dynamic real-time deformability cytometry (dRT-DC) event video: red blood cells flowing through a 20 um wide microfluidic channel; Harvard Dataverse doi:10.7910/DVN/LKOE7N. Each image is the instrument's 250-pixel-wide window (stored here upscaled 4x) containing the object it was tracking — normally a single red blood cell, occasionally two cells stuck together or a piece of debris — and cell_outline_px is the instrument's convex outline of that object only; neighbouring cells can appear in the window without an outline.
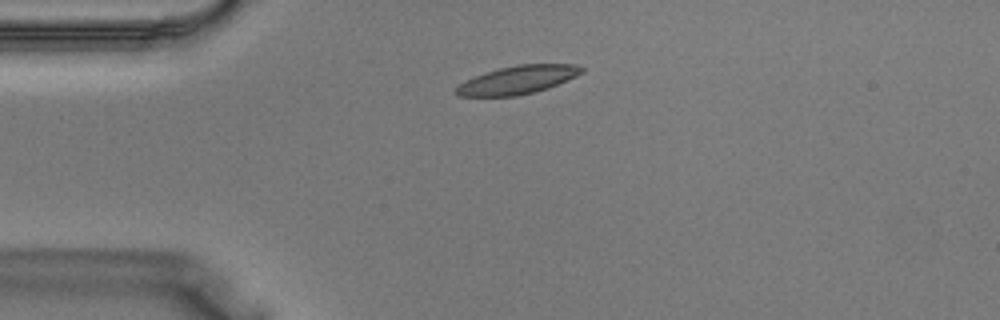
{"species": "Egyptian fruit bat (a non-hibernating species)", "species_latin": "Rousettus aegyptiacus", "temperature_condition": "warm", "stored_images_in_passage": 32, "camera_frame_rate_fps": 3000, "um_per_image_px": 0.085, "animal": {"sex": "male"}, "frame": {"image": 1, "passage_image": 2, "time_ms": 0.333, "image_size_px": [1000, 320], "cell_outline_px": [[584, 72], [576, 76], [548, 88], [516, 96], [456, 96], [456, 88], [460, 84], [484, 72], [516, 64], [576, 64], [584, 68]], "centroid_in_image_um": [44.03, 6.78], "position_along_channel_um": 41.0, "area_um2": 20.46}}
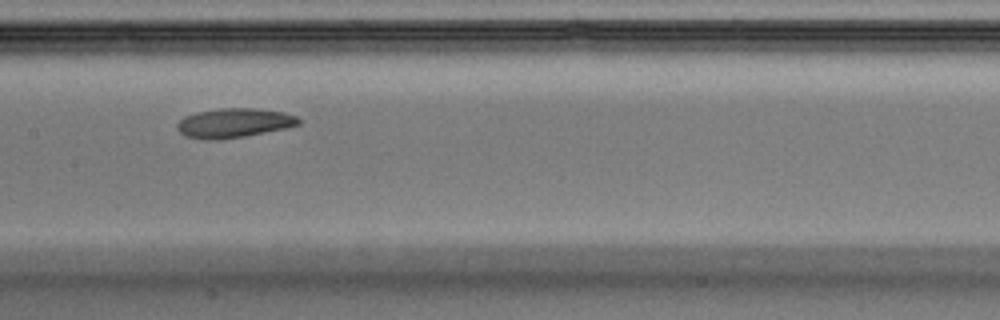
{"frame": {"image": 2, "passage_image": 12, "time_ms": 3.667, "image_size_px": [1000, 320], "cell_outline_px": [[300, 124], [288, 128], [244, 136], [216, 140], [208, 140], [184, 136], [176, 128], [176, 124], [184, 116], [196, 112], [220, 108], [256, 108], [284, 112], [296, 116], [300, 120]], "centroid_in_image_um": [19.88, 10.45], "position_along_channel_um": 187.5, "area_um2": 20.92}}
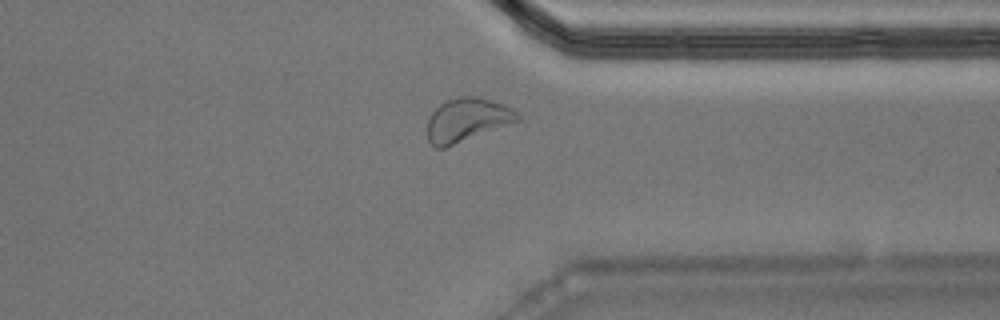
{"frame": {"image": 3, "passage_image": 23, "time_ms": 7.333, "image_size_px": [1000, 320], "cell_outline_px": [[520, 120], [444, 148], [436, 148], [428, 140], [428, 120], [432, 112], [444, 100], [460, 96], [480, 96], [512, 108], [520, 116]], "centroid_in_image_um": [39.68, 10.17], "position_along_channel_um": 371.7, "area_um2": 22.66}}